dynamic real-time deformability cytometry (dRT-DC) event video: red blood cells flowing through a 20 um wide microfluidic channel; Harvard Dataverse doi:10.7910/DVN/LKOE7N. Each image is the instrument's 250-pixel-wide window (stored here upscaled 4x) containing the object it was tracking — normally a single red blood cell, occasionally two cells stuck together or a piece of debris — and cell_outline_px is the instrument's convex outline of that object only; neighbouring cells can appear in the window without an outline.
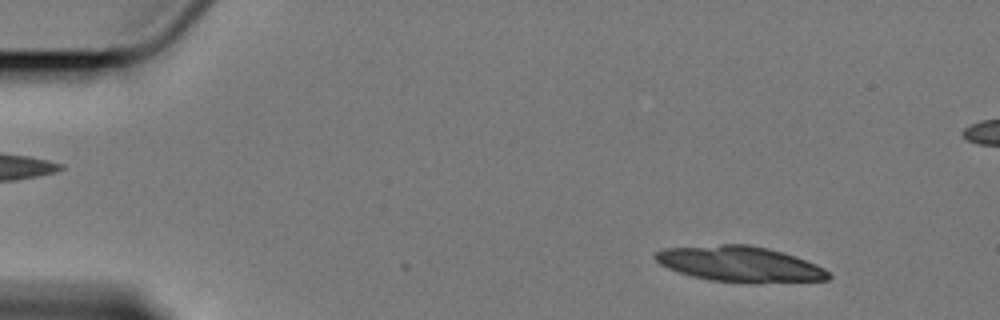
{"species": "Egyptian fruit bat (a non-hibernating species)", "species_latin": "Rousettus aegyptiacus", "temperature_condition": "cold", "stored_images_in_passage": 5, "camera_frame_rate_fps": 3000, "um_per_image_px": 0.085, "animal": {"sex": "female"}, "frame": {"image": 1, "passage_image": 1, "time_ms": 0.0, "image_size_px": [1000, 320], "cell_outline_px": [[832, 276], [828, 280], [756, 284], [752, 284], [708, 280], [692, 276], [668, 268], [660, 264], [652, 256], [656, 252], [664, 248], [724, 244], [748, 244], [768, 248], [796, 256], [816, 264], [824, 268]], "centroid_in_image_um": [62.92, 22.46], "position_along_channel_um": 22.1, "area_um2": 36.36}}